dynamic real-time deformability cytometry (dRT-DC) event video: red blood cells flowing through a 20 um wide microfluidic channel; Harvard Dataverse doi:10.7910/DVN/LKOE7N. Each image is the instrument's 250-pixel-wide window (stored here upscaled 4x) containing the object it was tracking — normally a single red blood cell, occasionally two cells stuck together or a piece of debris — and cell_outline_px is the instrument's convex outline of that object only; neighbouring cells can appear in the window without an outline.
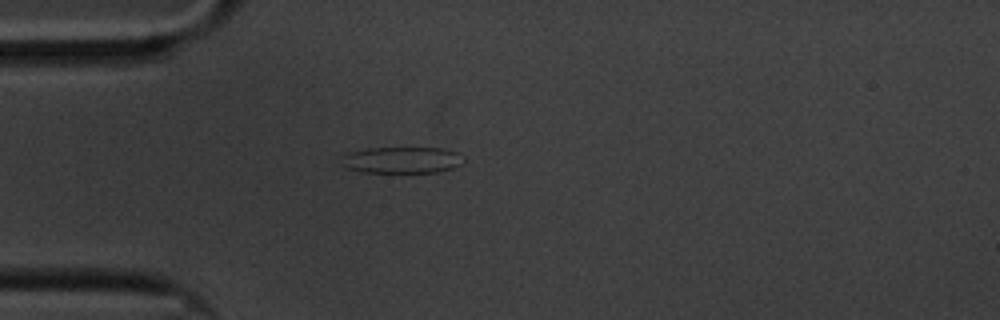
{"species": "common noctule bat (a hibernating species)", "species_latin": "Nyctalus noctula", "temperature_condition": "cold", "stored_images_in_passage": 44, "camera_frame_rate_fps": 3000, "um_per_image_px": 0.085, "animal": {"sex": "male", "body_mass_g": 20.1, "forearm_length_mm": 53.5}, "frame": {"image": 1, "passage_image": 1, "time_ms": 0.0, "image_size_px": [1000, 320], "cell_outline_px": [[464, 160], [460, 164], [452, 168], [436, 172], [360, 172], [344, 168], [340, 164], [340, 156], [348, 152], [368, 148], [440, 148], [456, 152], [464, 156]], "centroid_in_image_um": [34.07, 13.6], "position_along_channel_um": 50.9, "area_um2": 19.02}}
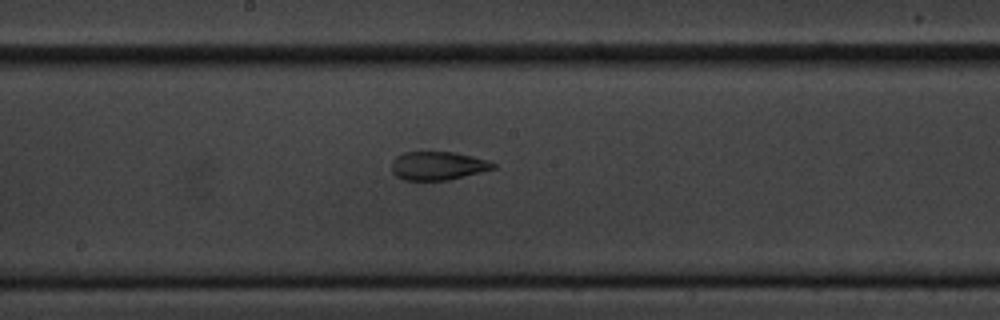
{"frame": {"image": 2, "passage_image": 16, "time_ms": 5.0, "image_size_px": [1000, 320], "cell_outline_px": [[496, 168], [448, 180], [404, 180], [396, 176], [392, 172], [392, 160], [396, 156], [404, 152], [456, 152], [488, 160], [496, 164]], "centroid_in_image_um": [37.21, 14.08], "position_along_channel_um": 211.0, "area_um2": 16.88}}
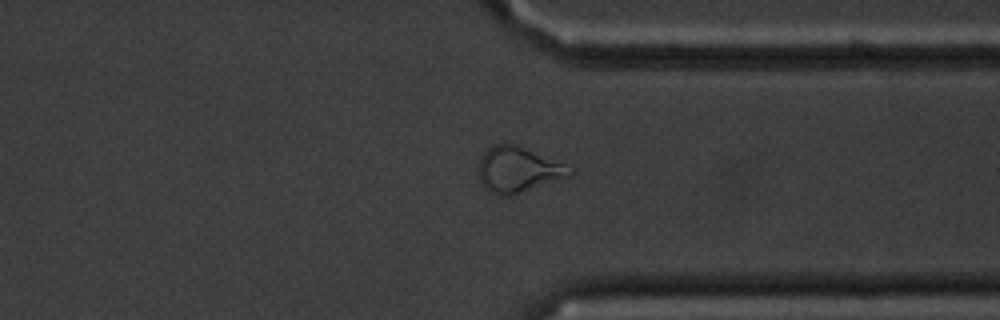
{"frame": {"image": 3, "passage_image": 30, "time_ms": 9.667, "image_size_px": [1000, 320], "cell_outline_px": [[576, 172], [568, 176], [508, 196], [500, 196], [488, 192], [484, 188], [480, 180], [480, 160], [484, 152], [492, 144], [516, 144], [576, 168]], "centroid_in_image_um": [44.05, 14.41], "position_along_channel_um": 367.3, "area_um2": 23.99}, "authors_computed_cell_mechanics": {"area_um2": 18.1203, "velocity_mm_per_s": 3.3767, "shape_relaxation_time_tau1_ms": null, "shape_relaxation_time_tau2_ms": 3.2767, "deformation_change_tau1": null, "deformation_change_tau2": 0.1066}}